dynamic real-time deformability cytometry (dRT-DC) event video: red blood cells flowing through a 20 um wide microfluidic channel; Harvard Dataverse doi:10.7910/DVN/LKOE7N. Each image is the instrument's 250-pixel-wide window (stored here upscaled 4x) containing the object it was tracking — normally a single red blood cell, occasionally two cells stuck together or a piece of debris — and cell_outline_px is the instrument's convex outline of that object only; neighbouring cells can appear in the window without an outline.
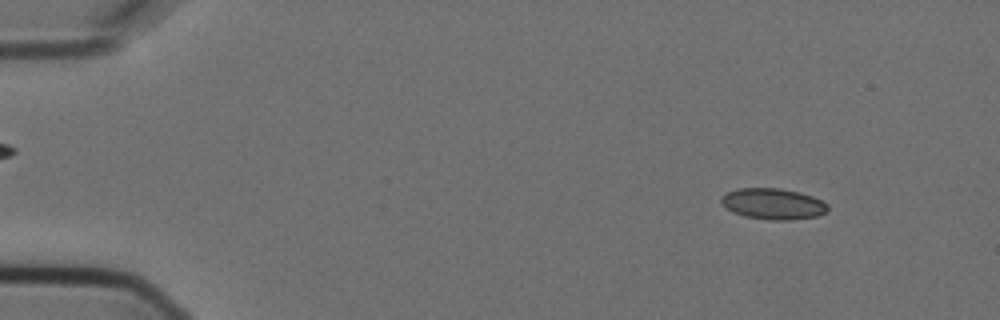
{"species": "Egyptian fruit bat (a non-hibernating species)", "species_latin": "Rousettus aegyptiacus", "temperature_condition": "cold", "stored_images_in_passage": 3, "camera_frame_rate_fps": 3000, "um_per_image_px": 0.085, "animal": {"sex": "female"}, "frame": {"image": 1, "passage_image": 1, "time_ms": 0.0, "image_size_px": [1000, 320], "cell_outline_px": [[828, 212], [820, 216], [792, 220], [768, 220], [744, 216], [732, 212], [720, 200], [720, 196], [736, 188], [780, 188], [800, 192], [812, 196], [828, 204]], "centroid_in_image_um": [65.74, 17.33], "position_along_channel_um": 19.3, "area_um2": 19.48}}